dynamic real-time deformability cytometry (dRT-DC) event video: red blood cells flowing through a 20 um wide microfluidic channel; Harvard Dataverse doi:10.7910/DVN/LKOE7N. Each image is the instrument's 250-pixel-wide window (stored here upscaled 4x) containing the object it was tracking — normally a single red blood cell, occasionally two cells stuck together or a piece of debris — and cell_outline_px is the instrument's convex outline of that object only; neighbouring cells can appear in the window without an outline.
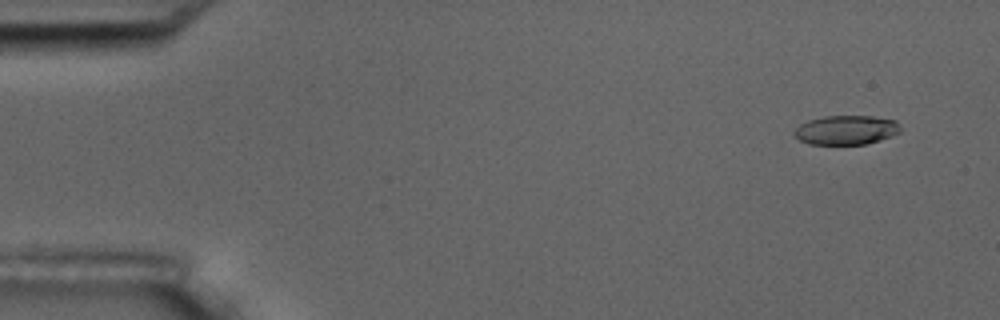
{"species": "common noctule bat (a hibernating species)", "species_latin": "Nyctalus noctula", "temperature_condition": "room temperature", "stored_images_in_passage": 9, "camera_frame_rate_fps": 3000, "um_per_image_px": 0.085, "animal": {"sex": "male", "body_mass_g": 17.5, "forearm_length_mm": 52.3}, "frame": {"image": 1, "passage_image": 2, "time_ms": 0.333, "image_size_px": [1000, 320], "cell_outline_px": [[900, 132], [892, 136], [880, 140], [864, 144], [808, 144], [800, 140], [792, 132], [800, 124], [808, 120], [824, 116], [872, 116], [896, 120], [900, 124]], "centroid_in_image_um": [71.93, 11.04], "position_along_channel_um": 13.1, "area_um2": 18.15}}
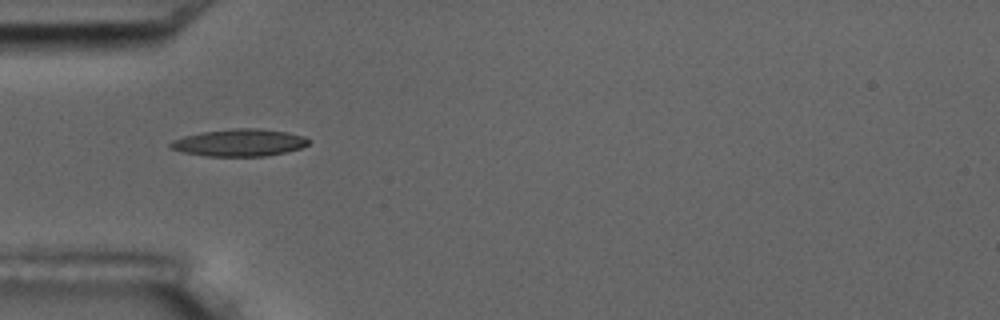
{"frame": {"image": 2, "passage_image": 6, "time_ms": 1.667, "image_size_px": [1000, 320], "cell_outline_px": [[308, 144], [300, 148], [268, 156], [204, 156], [184, 152], [172, 148], [168, 144], [172, 140], [184, 136], [204, 132], [232, 128], [260, 128], [284, 132], [304, 136], [308, 140]], "centroid_in_image_um": [20.33, 12.12], "position_along_channel_um": 64.7, "area_um2": 21.68}}
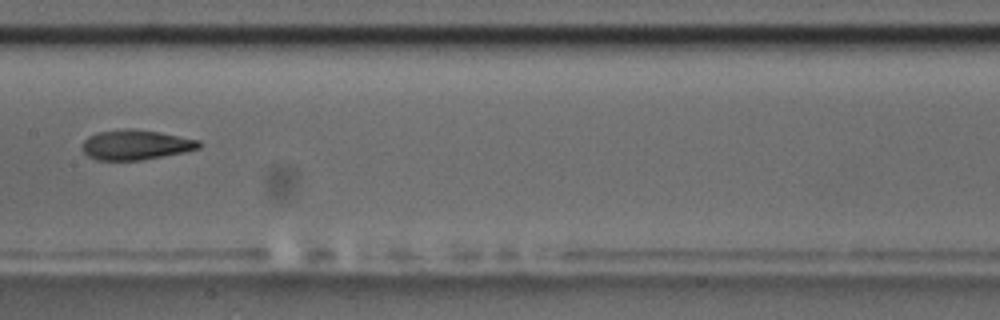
{"frame": {"image": 3, "passage_image": 9, "time_ms": 2.667, "image_size_px": [1000, 320], "cell_outline_px": [[200, 148], [184, 152], [140, 160], [96, 160], [88, 156], [80, 148], [84, 140], [88, 136], [96, 132], [124, 128], [132, 128], [160, 132], [200, 140]], "centroid_in_image_um": [11.5, 12.3], "position_along_channel_um": 195.9, "area_um2": 20.52}}